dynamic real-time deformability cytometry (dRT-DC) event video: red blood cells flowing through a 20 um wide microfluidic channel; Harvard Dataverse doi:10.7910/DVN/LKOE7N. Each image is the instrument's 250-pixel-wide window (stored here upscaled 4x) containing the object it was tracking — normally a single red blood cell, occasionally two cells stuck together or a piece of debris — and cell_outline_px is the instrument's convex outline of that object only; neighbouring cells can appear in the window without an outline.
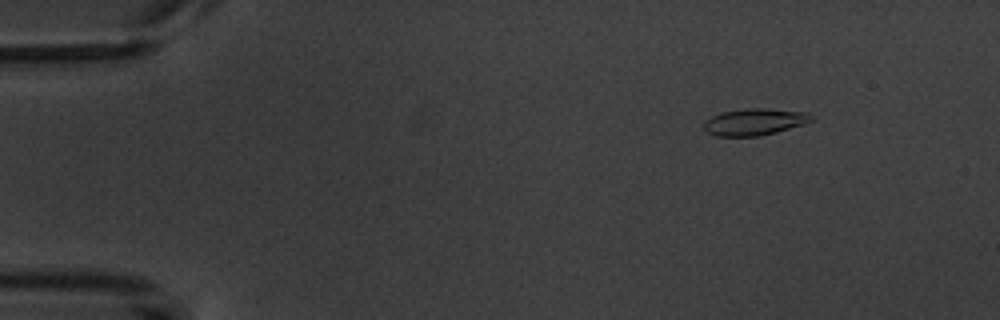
{"species": "common noctule bat (a hibernating species)", "species_latin": "Nyctalus noctula", "temperature_condition": "warm", "stored_images_in_passage": 6, "camera_frame_rate_fps": 3000, "um_per_image_px": 0.085, "animal": {"sex": "male", "body_mass_g": 20.1, "forearm_length_mm": 53.5}, "frame": {"image": 1, "passage_image": 1, "time_ms": 0.0, "image_size_px": [1000, 320], "cell_outline_px": [[812, 120], [804, 124], [776, 132], [760, 136], [716, 136], [708, 132], [704, 128], [704, 120], [712, 116], [724, 112], [748, 108], [760, 108], [808, 112], [812, 116]], "centroid_in_image_um": [64.13, 10.36], "position_along_channel_um": 20.9, "area_um2": 16.59}}
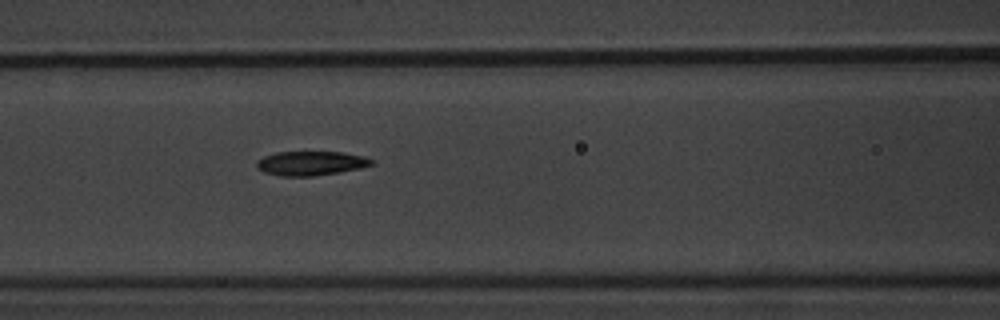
{"frame": {"image": 2, "passage_image": 6, "time_ms": 5.667, "image_size_px": [1000, 320], "cell_outline_px": [[376, 164], [360, 168], [340, 172], [312, 176], [280, 176], [264, 172], [256, 168], [256, 160], [264, 156], [276, 152], [340, 152], [364, 156], [376, 160]], "centroid_in_image_um": [26.44, 13.88], "position_along_channel_um": 140.2, "area_um2": 16.42}}